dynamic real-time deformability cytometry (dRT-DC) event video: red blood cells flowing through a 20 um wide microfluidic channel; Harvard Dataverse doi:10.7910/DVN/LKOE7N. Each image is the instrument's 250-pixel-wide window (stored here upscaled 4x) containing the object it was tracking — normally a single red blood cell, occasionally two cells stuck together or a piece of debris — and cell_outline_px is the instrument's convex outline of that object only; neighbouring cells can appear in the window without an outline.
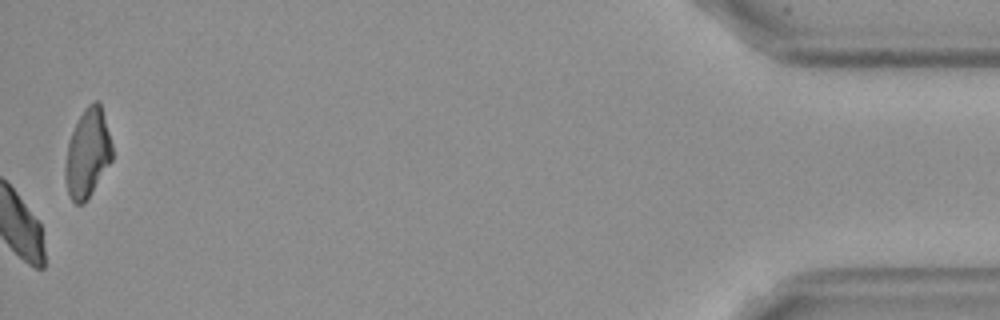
{"species": "Egyptian fruit bat (a non-hibernating species)", "species_latin": "Rousettus aegyptiacus", "temperature_condition": "cold", "stored_images_in_passage": 44, "camera_frame_rate_fps": 3000, "um_per_image_px": 0.085, "frame": {"image": 1, "passage_image": 44, "time_ms": 14.333, "image_size_px": [1000, 320], "cell_outline_px": [[112, 160], [84, 204], [76, 204], [72, 200], [68, 192], [64, 176], [64, 168], [68, 144], [72, 132], [84, 108], [88, 104], [96, 100], [100, 104], [112, 144]], "centroid_in_image_um": [7.43, 13.05], "position_along_channel_um": 427.8, "area_um2": 23.87}, "authors_computed_cell_mechanics": {"area_um2": 23.2934, "velocity_mm_per_s": 3.5726, "shape_relaxation_time_tau1_ms": 2.9119, "shape_relaxation_time_tau2_ms": 5.1076, "deformation_change_tau1": 0.1521, "deformation_change_tau2": 0.0815}}